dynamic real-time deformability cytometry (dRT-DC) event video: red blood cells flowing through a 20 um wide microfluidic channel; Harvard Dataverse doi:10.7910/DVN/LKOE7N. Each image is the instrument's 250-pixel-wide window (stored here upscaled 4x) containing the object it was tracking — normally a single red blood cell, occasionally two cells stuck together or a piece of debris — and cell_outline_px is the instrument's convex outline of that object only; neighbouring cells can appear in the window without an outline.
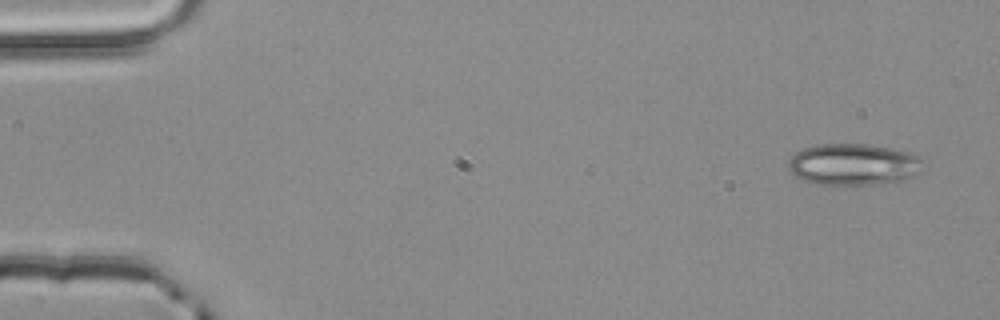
{"species": "common noctule bat (a hibernating species)", "species_latin": "Nyctalus noctula", "temperature_condition": "room temperature", "stored_images_in_passage": 4, "camera_frame_rate_fps": 3000, "um_per_image_px": 0.085, "animal": {"sex": "male", "body_mass_g": 20.4}, "frame": {"image": 1, "passage_image": 1, "time_ms": 0.0, "image_size_px": [1000, 320], "cell_outline_px": [[920, 160], [916, 172], [912, 176], [904, 180], [884, 184], [816, 184], [804, 180], [796, 176], [788, 168], [788, 160], [796, 152], [804, 148], [820, 144], [868, 144], [908, 152], [920, 156]], "centroid_in_image_um": [72.49, 13.97], "position_along_channel_um": 12.5, "area_um2": 32.19}}